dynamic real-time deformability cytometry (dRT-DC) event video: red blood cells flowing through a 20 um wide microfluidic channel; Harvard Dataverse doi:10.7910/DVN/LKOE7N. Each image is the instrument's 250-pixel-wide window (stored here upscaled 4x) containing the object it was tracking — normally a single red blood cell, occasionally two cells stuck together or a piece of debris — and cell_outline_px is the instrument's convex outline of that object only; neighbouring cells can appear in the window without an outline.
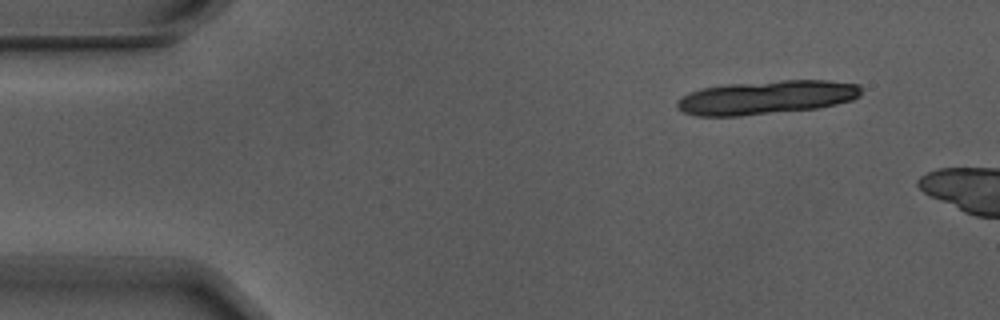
{"species": "Egyptian fruit bat (a non-hibernating species)", "species_latin": "Rousettus aegyptiacus", "temperature_condition": "warm", "stored_images_in_passage": 3, "camera_frame_rate_fps": 3000, "um_per_image_px": 0.085, "animal": {"sex": "male"}, "frame": {"image": 1, "passage_image": 1, "time_ms": 0.0, "image_size_px": [1000, 320], "cell_outline_px": [[864, 88], [860, 96], [852, 100], [836, 104], [816, 108], [740, 116], [696, 116], [684, 112], [676, 104], [688, 92], [700, 88], [728, 84], [784, 80], [828, 80], [860, 84]], "centroid_in_image_um": [65.2, 8.27], "position_along_channel_um": 19.8, "area_um2": 36.18}}